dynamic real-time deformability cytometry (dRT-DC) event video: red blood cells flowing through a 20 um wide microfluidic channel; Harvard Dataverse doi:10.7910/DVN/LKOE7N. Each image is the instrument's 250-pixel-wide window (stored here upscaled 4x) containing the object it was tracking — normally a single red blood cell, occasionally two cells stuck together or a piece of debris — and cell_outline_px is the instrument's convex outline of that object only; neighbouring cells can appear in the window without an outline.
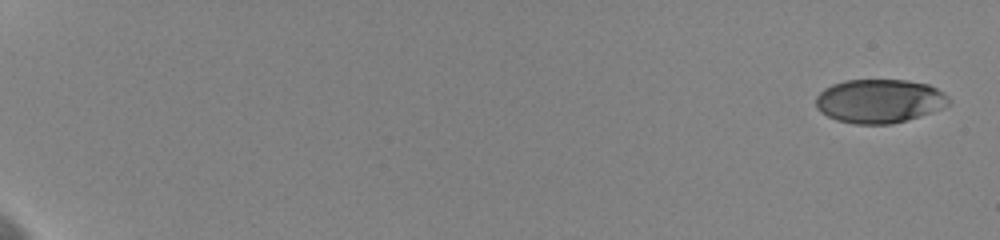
{"species": "human", "species_latin": "Homo sapiens", "temperature_condition": "cold", "stored_images_in_passage": 27, "camera_frame_rate_fps": 3000, "um_per_image_px": 0.085, "donor": {"sex": "female"}, "frame": {"image": 1, "passage_image": 1, "time_ms": 0.0, "image_size_px": [1000, 240], "cell_outline_px": [[952, 100], [948, 104], [940, 108], [892, 124], [856, 124], [836, 120], [820, 112], [816, 108], [816, 96], [824, 88], [832, 84], [844, 80], [908, 80], [928, 84], [944, 92]], "centroid_in_image_um": [74.71, 8.57], "position_along_channel_um": 10.3, "area_um2": 33.81}}
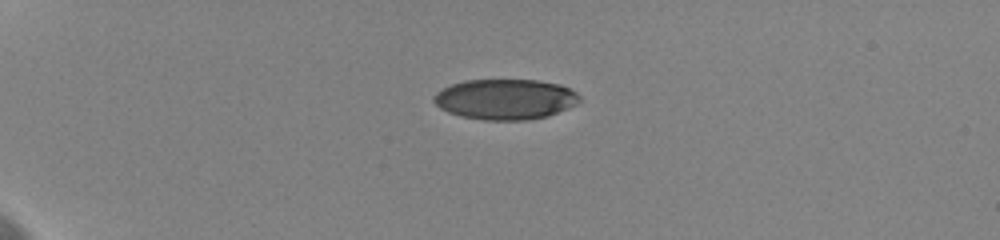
{"frame": {"image": 2, "passage_image": 19, "time_ms": 5.0, "image_size_px": [1000, 240], "cell_outline_px": [[580, 100], [576, 104], [568, 108], [548, 116], [524, 120], [484, 120], [460, 116], [448, 112], [440, 108], [432, 100], [432, 96], [436, 92], [452, 84], [464, 80], [536, 80], [560, 84], [576, 92], [580, 96]], "centroid_in_image_um": [42.93, 8.43], "position_along_channel_um": 42.1, "area_um2": 34.39}}